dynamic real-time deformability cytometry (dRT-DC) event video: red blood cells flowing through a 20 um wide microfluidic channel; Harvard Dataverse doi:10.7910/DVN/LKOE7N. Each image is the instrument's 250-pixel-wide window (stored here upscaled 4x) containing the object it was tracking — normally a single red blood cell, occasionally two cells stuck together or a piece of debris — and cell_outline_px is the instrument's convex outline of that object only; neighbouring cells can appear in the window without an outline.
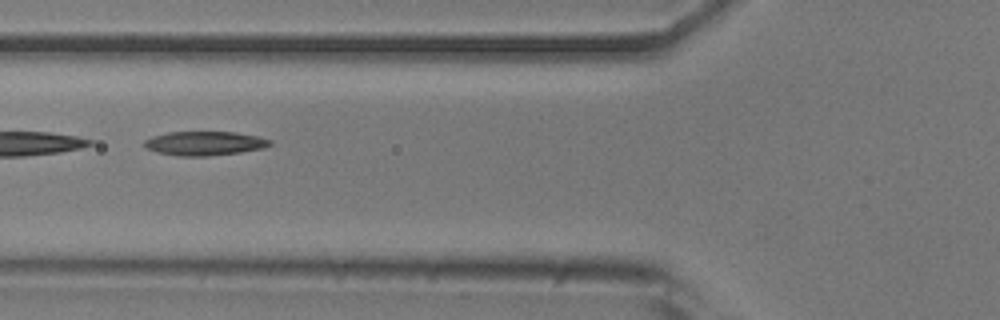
{"species": "common noctule bat (a hibernating species)", "species_latin": "Nyctalus noctula", "temperature_condition": "room temperature", "stored_images_in_passage": 50, "camera_frame_rate_fps": 3000, "um_per_image_px": 0.085, "animal": {"sex": "male", "body_mass_g": 20.5, "forearm_length_mm": 52.5}, "frame": {"image": 1, "passage_image": 19, "time_ms": 6.0, "image_size_px": [1000, 320], "cell_outline_px": [[272, 144], [264, 148], [240, 152], [208, 156], [180, 156], [156, 152], [144, 148], [144, 140], [152, 136], [168, 132], [236, 132], [256, 136], [272, 140]], "centroid_in_image_um": [17.37, 12.18], "position_along_channel_um": 108.4, "area_um2": 17.69}}
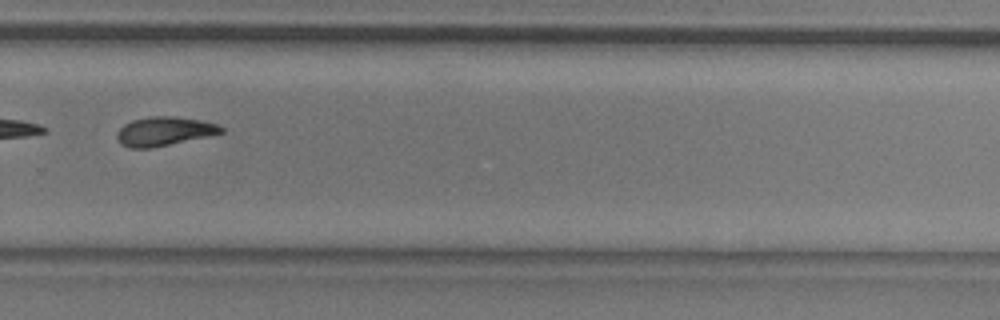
{"frame": {"image": 2, "passage_image": 35, "time_ms": 11.333, "image_size_px": [1000, 320], "cell_outline_px": [[224, 132], [152, 148], [128, 148], [120, 144], [116, 136], [116, 132], [124, 124], [132, 120], [152, 116], [176, 116], [200, 120], [216, 124], [224, 128]], "centroid_in_image_um": [13.91, 11.16], "position_along_channel_um": 315.9, "area_um2": 17.51}}
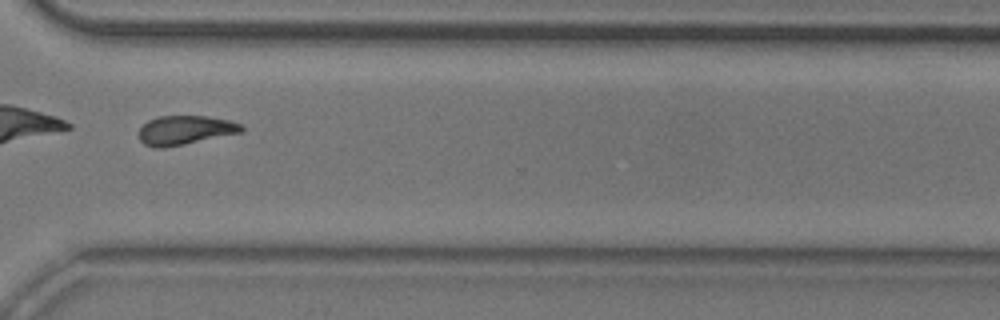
{"frame": {"image": 3, "passage_image": 38, "time_ms": 12.333, "image_size_px": [1000, 320], "cell_outline_px": [[244, 132], [164, 148], [152, 148], [144, 144], [136, 136], [140, 128], [148, 120], [160, 116], [204, 116], [228, 120], [240, 124], [244, 128]], "centroid_in_image_um": [15.69, 11.07], "position_along_channel_um": 354.9, "area_um2": 17.51}, "authors_computed_cell_mechanics": {"area_um2": 18.3226, "velocity_mm_per_s": 3.8945, "shape_relaxation_time_tau1_ms": 5.5877, "shape_relaxation_time_tau2_ms": null, "deformation_change_tau1": 0.1557, "deformation_change_tau2": null}}